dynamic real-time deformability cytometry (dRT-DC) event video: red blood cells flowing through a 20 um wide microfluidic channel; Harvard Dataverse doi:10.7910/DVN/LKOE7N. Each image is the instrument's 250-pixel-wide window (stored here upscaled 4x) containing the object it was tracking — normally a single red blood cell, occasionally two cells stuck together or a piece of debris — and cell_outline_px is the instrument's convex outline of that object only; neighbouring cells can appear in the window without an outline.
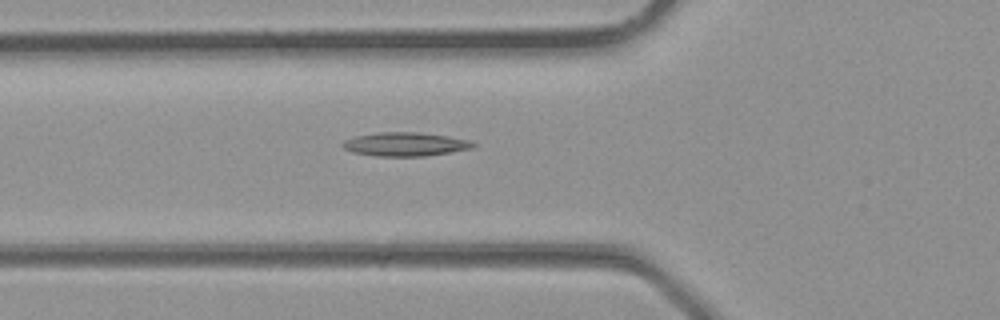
{"species": "common noctule bat (a hibernating species)", "species_latin": "Nyctalus noctula", "temperature_condition": "room temperature", "stored_images_in_passage": 27, "camera_frame_rate_fps": 3000, "um_per_image_px": 0.085, "animal": {"sex": "male", "body_mass_g": 23.1, "forearm_length_mm": 52.7}, "frame": {"image": 1, "passage_image": 5, "time_ms": 1.333, "image_size_px": [1000, 320], "cell_outline_px": [[476, 144], [472, 148], [424, 156], [376, 156], [352, 152], [344, 148], [340, 144], [344, 140], [356, 136], [380, 132], [416, 132], [448, 136], [472, 140]], "centroid_in_image_um": [34.43, 12.25], "position_along_channel_um": 91.4, "area_um2": 17.98}}
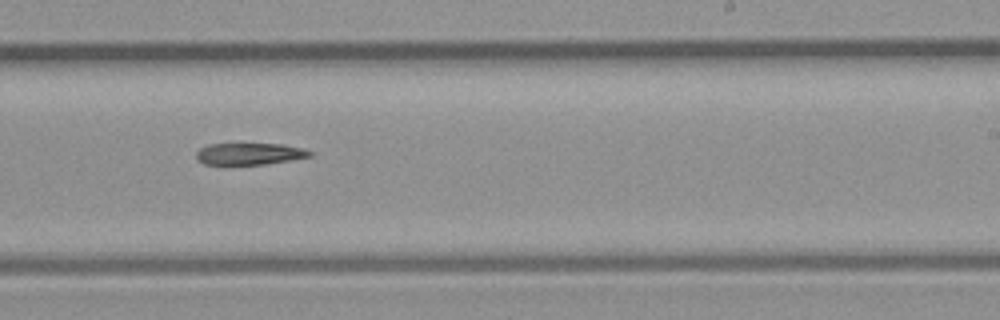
{"frame": {"image": 2, "passage_image": 14, "time_ms": 4.333, "image_size_px": [1000, 320], "cell_outline_px": [[312, 156], [264, 164], [224, 168], [204, 164], [196, 160], [196, 152], [200, 148], [208, 144], [280, 144], [300, 148], [312, 152]], "centroid_in_image_um": [21.05, 13.13], "position_along_channel_um": 267.9, "area_um2": 15.03}}
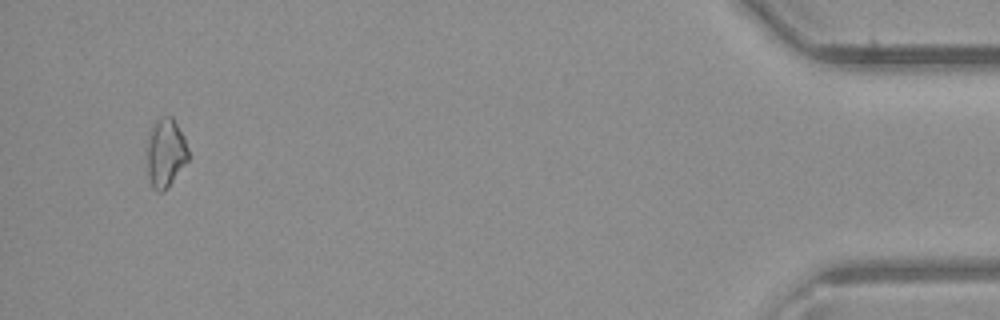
{"frame": {"image": 3, "passage_image": 26, "time_ms": 8.333, "image_size_px": [1000, 320], "cell_outline_px": [[188, 160], [168, 188], [160, 192], [156, 192], [152, 188], [148, 176], [148, 136], [152, 124], [160, 116], [172, 116], [184, 136], [188, 148]], "centroid_in_image_um": [14.08, 12.99], "position_along_channel_um": 421.1, "area_um2": 16.65}}